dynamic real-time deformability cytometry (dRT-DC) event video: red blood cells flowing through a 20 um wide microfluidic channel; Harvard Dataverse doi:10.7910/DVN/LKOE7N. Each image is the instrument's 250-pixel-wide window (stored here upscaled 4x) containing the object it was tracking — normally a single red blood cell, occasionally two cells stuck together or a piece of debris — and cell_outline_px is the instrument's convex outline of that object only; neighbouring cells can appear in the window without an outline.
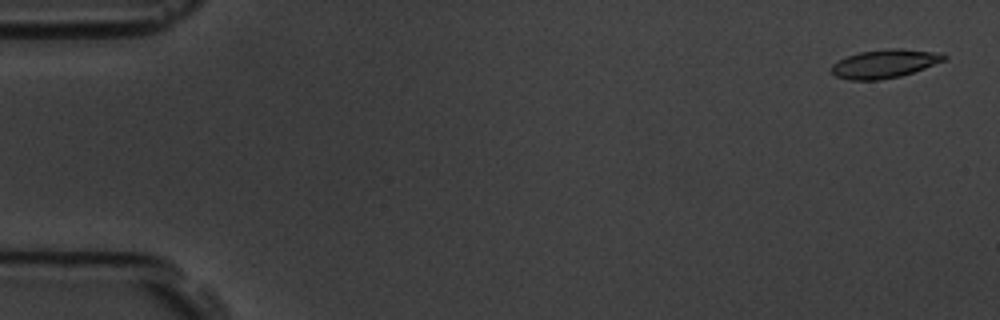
{"species": "common noctule bat (a hibernating species)", "species_latin": "Nyctalus noctula", "temperature_condition": "room temperature", "stored_images_in_passage": 5, "camera_frame_rate_fps": 3000, "um_per_image_px": 0.085, "animal": {"sex": "male", "body_mass_g": 19.5, "forearm_length_mm": 54.6}, "frame": {"image": 1, "passage_image": 1, "time_ms": 0.0, "image_size_px": [1000, 320], "cell_outline_px": [[948, 56], [944, 60], [924, 68], [900, 76], [880, 80], [848, 80], [836, 76], [828, 68], [832, 64], [848, 56], [860, 52], [888, 48], [900, 48], [932, 52]], "centroid_in_image_um": [75.13, 5.42], "position_along_channel_um": 9.9, "area_um2": 18.5}}
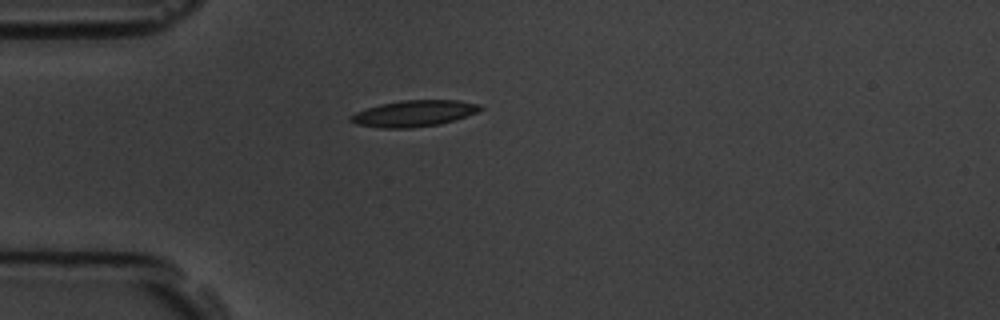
{"frame": {"image": 2, "passage_image": 4, "time_ms": 4.333, "image_size_px": [1000, 320], "cell_outline_px": [[484, 108], [476, 112], [440, 124], [408, 128], [380, 128], [356, 124], [348, 120], [348, 116], [356, 112], [380, 104], [400, 100], [460, 100], [480, 104]], "centroid_in_image_um": [35.15, 9.63], "position_along_channel_um": 49.9, "area_um2": 19.77}}